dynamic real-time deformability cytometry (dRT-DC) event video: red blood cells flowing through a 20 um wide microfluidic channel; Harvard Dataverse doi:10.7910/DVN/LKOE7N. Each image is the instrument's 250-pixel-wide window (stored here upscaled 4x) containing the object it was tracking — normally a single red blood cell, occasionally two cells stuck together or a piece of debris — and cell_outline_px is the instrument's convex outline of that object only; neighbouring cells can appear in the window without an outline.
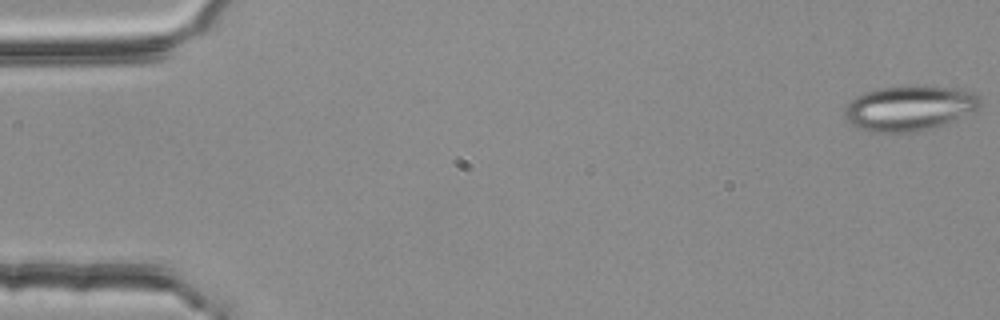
{"species": "common noctule bat (a hibernating species)", "species_latin": "Nyctalus noctula", "temperature_condition": "room temperature", "stored_images_in_passage": 17, "camera_frame_rate_fps": 3000, "um_per_image_px": 0.085, "animal": {"sex": "female", "body_mass_g": 25.1}, "frame": {"image": 1, "passage_image": 1, "time_ms": 0.0, "image_size_px": [1000, 320], "cell_outline_px": [[980, 108], [940, 124], [916, 132], [872, 132], [852, 124], [844, 116], [844, 112], [848, 104], [856, 96], [864, 92], [880, 88], [908, 84], [916, 84], [956, 88], [972, 92], [980, 96]], "centroid_in_image_um": [77.29, 9.15], "position_along_channel_um": 7.7, "area_um2": 35.43}}